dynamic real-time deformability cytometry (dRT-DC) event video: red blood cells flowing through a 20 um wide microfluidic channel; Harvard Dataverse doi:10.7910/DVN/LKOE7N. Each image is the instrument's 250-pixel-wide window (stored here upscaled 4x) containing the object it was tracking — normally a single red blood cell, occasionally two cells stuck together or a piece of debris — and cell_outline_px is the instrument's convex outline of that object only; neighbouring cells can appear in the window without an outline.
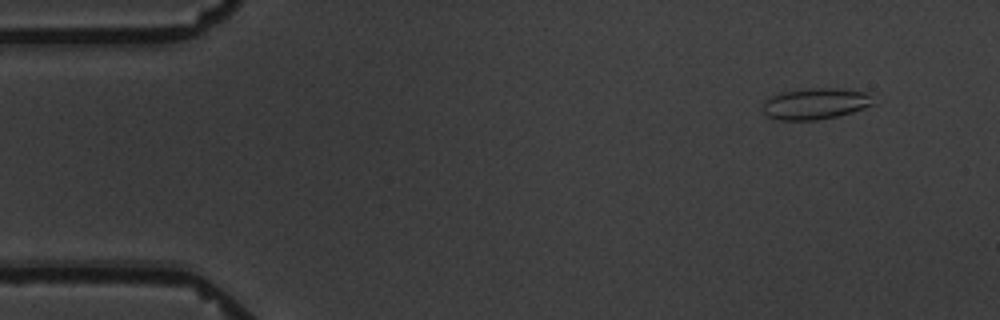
{"species": "common noctule bat (a hibernating species)", "species_latin": "Nyctalus noctula", "temperature_condition": "warm", "stored_images_in_passage": 5, "camera_frame_rate_fps": 3000, "um_per_image_px": 0.085, "animal": {"sex": "male", "body_mass_g": 19.5, "forearm_length_mm": 54.6}, "frame": {"image": 1, "passage_image": 2, "time_ms": 1.0, "image_size_px": [1000, 320], "cell_outline_px": [[872, 104], [864, 108], [852, 112], [836, 116], [816, 120], [780, 120], [768, 116], [764, 112], [764, 100], [780, 92], [808, 88], [840, 88], [868, 92]], "centroid_in_image_um": [69.29, 8.8], "position_along_channel_um": 15.7, "area_um2": 19.94}}
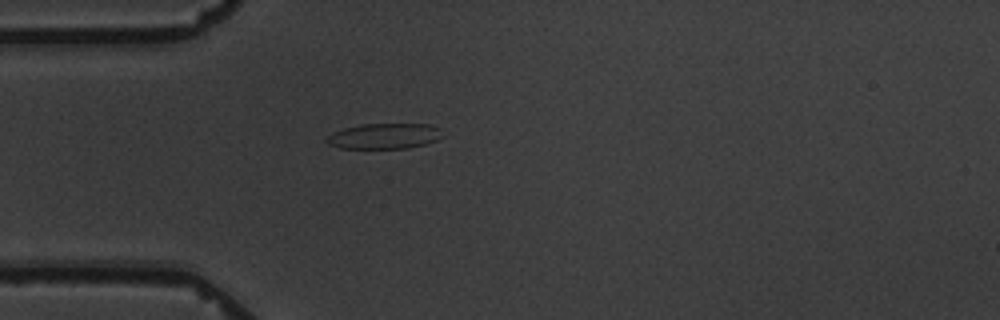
{"frame": {"image": 2, "passage_image": 5, "time_ms": 4.667, "image_size_px": [1000, 320], "cell_outline_px": [[444, 136], [436, 140], [424, 144], [408, 148], [340, 148], [328, 144], [324, 140], [332, 132], [344, 128], [360, 124], [428, 124], [440, 128]], "centroid_in_image_um": [32.66, 11.56], "position_along_channel_um": 52.3, "area_um2": 17.28}}